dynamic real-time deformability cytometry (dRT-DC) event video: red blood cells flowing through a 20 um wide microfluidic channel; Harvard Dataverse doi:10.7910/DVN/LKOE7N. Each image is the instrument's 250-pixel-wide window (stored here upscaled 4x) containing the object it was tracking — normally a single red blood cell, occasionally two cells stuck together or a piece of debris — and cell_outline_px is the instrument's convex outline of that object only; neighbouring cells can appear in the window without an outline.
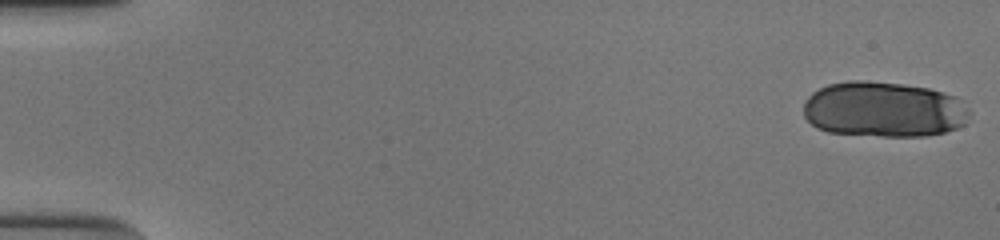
{"species": "human", "species_latin": "Homo sapiens", "temperature_condition": "cold", "stored_images_in_passage": 52, "camera_frame_rate_fps": 3000, "um_per_image_px": 0.085, "donor": {"sex": "male"}, "frame": {"image": 1, "passage_image": 1, "time_ms": 0.0, "image_size_px": [1000, 240], "cell_outline_px": [[972, 112], [964, 124], [956, 128], [944, 132], [924, 136], [880, 136], [828, 132], [816, 128], [804, 116], [804, 100], [812, 92], [828, 84], [848, 80], [860, 80], [904, 84], [928, 88], [944, 92], [956, 96], [964, 100]], "centroid_in_image_um": [75.14, 9.29], "position_along_channel_um": 9.9, "area_um2": 54.33}}
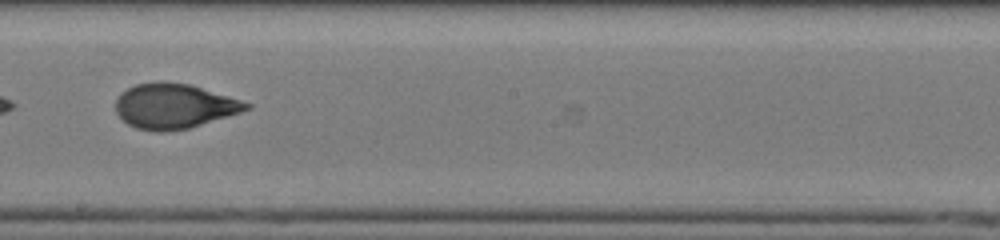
{"frame": {"image": 2, "passage_image": 32, "time_ms": 10.333, "image_size_px": [1000, 240], "cell_outline_px": [[252, 108], [240, 112], [188, 128], [164, 132], [156, 132], [136, 128], [128, 124], [116, 112], [116, 100], [120, 92], [136, 84], [188, 84], [228, 96], [252, 104]], "centroid_in_image_um": [14.79, 9.05], "position_along_channel_um": 233.4, "area_um2": 33.23}}
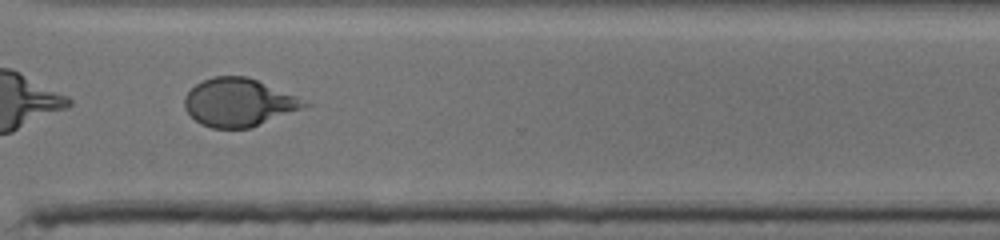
{"frame": {"image": 3, "passage_image": 41, "time_ms": 13.333, "image_size_px": [1000, 240], "cell_outline_px": [[312, 104], [304, 108], [252, 128], [212, 128], [200, 124], [184, 108], [184, 96], [196, 84], [204, 80], [216, 76], [248, 76], [296, 96]], "centroid_in_image_um": [20.3, 8.72], "position_along_channel_um": 350.3, "area_um2": 33.52}, "authors_computed_cell_mechanics": {"area_um2": 35.4314, "velocity_mm_per_s": 3.893, "shape_relaxation_time_tau1_ms": 6.0828, "shape_relaxation_time_tau2_ms": 1.0875, "deformation_change_tau1": 0.229, "deformation_change_tau2": 0.0661}}